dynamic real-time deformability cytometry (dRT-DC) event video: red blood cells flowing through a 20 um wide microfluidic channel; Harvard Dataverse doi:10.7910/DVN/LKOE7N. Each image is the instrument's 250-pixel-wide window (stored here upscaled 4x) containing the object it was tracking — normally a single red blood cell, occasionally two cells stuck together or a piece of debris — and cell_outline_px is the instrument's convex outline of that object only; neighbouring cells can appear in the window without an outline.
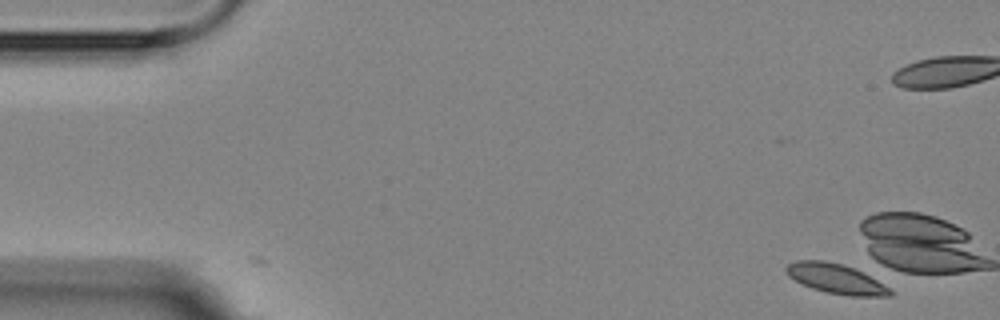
{"species": "Egyptian fruit bat (a non-hibernating species)", "species_latin": "Rousettus aegyptiacus", "temperature_condition": "room temperature", "stored_images_in_passage": 17, "segment_of_instrument_passage": [1, 2], "camera_frame_rate_fps": 3000, "um_per_image_px": 0.085, "animal": {"sex": "female"}, "frame": {"image": 1, "passage_image": 1, "time_ms": 0.0, "image_size_px": [1000, 320], "cell_outline_px": [[892, 296], [848, 296], [824, 292], [812, 288], [788, 276], [784, 268], [788, 264], [796, 260], [824, 260], [844, 264], [876, 280], [888, 288], [892, 292]], "centroid_in_image_um": [71.0, 23.69], "position_along_channel_um": 14.0, "area_um2": 17.8}}